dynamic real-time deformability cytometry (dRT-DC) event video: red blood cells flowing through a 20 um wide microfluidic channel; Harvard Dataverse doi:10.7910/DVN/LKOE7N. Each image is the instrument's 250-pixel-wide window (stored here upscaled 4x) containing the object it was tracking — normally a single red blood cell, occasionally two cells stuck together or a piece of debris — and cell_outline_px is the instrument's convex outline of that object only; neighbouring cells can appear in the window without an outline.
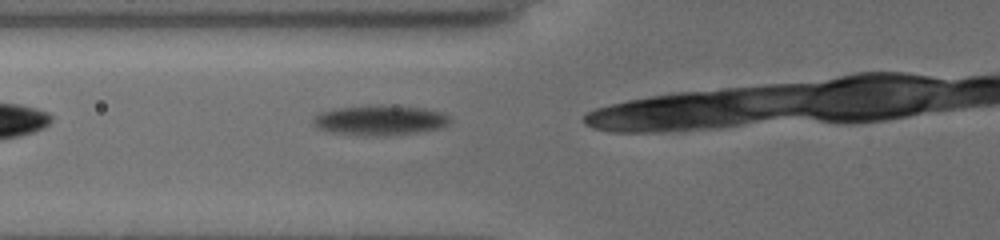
{"species": "common noctule bat (a hibernating species)", "species_latin": "Nyctalus noctula", "temperature_condition": "cold", "stored_images_in_passage": 10, "camera_frame_rate_fps": 3000, "um_per_image_px": 0.085, "animal": {"sex": "female", "body_mass_g": 19.5, "forearm_length_mm": 54.1}, "frame": {"image": 1, "passage_image": 8, "time_ms": 1.667, "image_size_px": [1000, 240], "cell_outline_px": [[448, 124], [440, 128], [416, 132], [384, 136], [364, 136], [332, 132], [320, 128], [312, 120], [316, 116], [324, 112], [340, 108], [416, 108], [436, 112], [444, 116], [448, 120]], "centroid_in_image_um": [32.25, 10.29], "position_along_channel_um": 93.5, "area_um2": 21.96}}